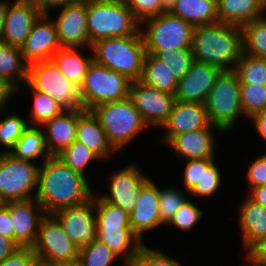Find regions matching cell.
I'll return each mask as SVG.
<instances>
[{
	"mask_svg": "<svg viewBox=\"0 0 266 266\" xmlns=\"http://www.w3.org/2000/svg\"><path fill=\"white\" fill-rule=\"evenodd\" d=\"M93 195L86 176L65 165L57 156L40 164L35 198L46 214L84 203Z\"/></svg>",
	"mask_w": 266,
	"mask_h": 266,
	"instance_id": "obj_1",
	"label": "cell"
},
{
	"mask_svg": "<svg viewBox=\"0 0 266 266\" xmlns=\"http://www.w3.org/2000/svg\"><path fill=\"white\" fill-rule=\"evenodd\" d=\"M191 49L195 61L234 70L243 54L242 27L222 22L194 26Z\"/></svg>",
	"mask_w": 266,
	"mask_h": 266,
	"instance_id": "obj_2",
	"label": "cell"
},
{
	"mask_svg": "<svg viewBox=\"0 0 266 266\" xmlns=\"http://www.w3.org/2000/svg\"><path fill=\"white\" fill-rule=\"evenodd\" d=\"M93 60L131 81L140 79L146 49L139 31L126 37H109L92 44Z\"/></svg>",
	"mask_w": 266,
	"mask_h": 266,
	"instance_id": "obj_3",
	"label": "cell"
},
{
	"mask_svg": "<svg viewBox=\"0 0 266 266\" xmlns=\"http://www.w3.org/2000/svg\"><path fill=\"white\" fill-rule=\"evenodd\" d=\"M87 25L90 49L99 40L136 35L140 31V22L125 1L87 0Z\"/></svg>",
	"mask_w": 266,
	"mask_h": 266,
	"instance_id": "obj_4",
	"label": "cell"
},
{
	"mask_svg": "<svg viewBox=\"0 0 266 266\" xmlns=\"http://www.w3.org/2000/svg\"><path fill=\"white\" fill-rule=\"evenodd\" d=\"M90 111L104 129L108 143L117 152L127 147L148 127L129 97L100 104Z\"/></svg>",
	"mask_w": 266,
	"mask_h": 266,
	"instance_id": "obj_5",
	"label": "cell"
},
{
	"mask_svg": "<svg viewBox=\"0 0 266 266\" xmlns=\"http://www.w3.org/2000/svg\"><path fill=\"white\" fill-rule=\"evenodd\" d=\"M193 31V25L169 11L149 17L140 23L146 54L151 55L164 49H191Z\"/></svg>",
	"mask_w": 266,
	"mask_h": 266,
	"instance_id": "obj_6",
	"label": "cell"
},
{
	"mask_svg": "<svg viewBox=\"0 0 266 266\" xmlns=\"http://www.w3.org/2000/svg\"><path fill=\"white\" fill-rule=\"evenodd\" d=\"M204 104L210 124L223 133L231 131L238 118L244 115L238 74L234 70L222 71Z\"/></svg>",
	"mask_w": 266,
	"mask_h": 266,
	"instance_id": "obj_7",
	"label": "cell"
},
{
	"mask_svg": "<svg viewBox=\"0 0 266 266\" xmlns=\"http://www.w3.org/2000/svg\"><path fill=\"white\" fill-rule=\"evenodd\" d=\"M130 84L125 75L92 60L80 87L83 109L90 111L100 104L128 98Z\"/></svg>",
	"mask_w": 266,
	"mask_h": 266,
	"instance_id": "obj_8",
	"label": "cell"
},
{
	"mask_svg": "<svg viewBox=\"0 0 266 266\" xmlns=\"http://www.w3.org/2000/svg\"><path fill=\"white\" fill-rule=\"evenodd\" d=\"M27 83L34 90L50 96L65 110H84L80 88L72 83L52 60L29 64Z\"/></svg>",
	"mask_w": 266,
	"mask_h": 266,
	"instance_id": "obj_9",
	"label": "cell"
},
{
	"mask_svg": "<svg viewBox=\"0 0 266 266\" xmlns=\"http://www.w3.org/2000/svg\"><path fill=\"white\" fill-rule=\"evenodd\" d=\"M39 167V164L15 158L9 152H0L1 200L5 203L35 198Z\"/></svg>",
	"mask_w": 266,
	"mask_h": 266,
	"instance_id": "obj_10",
	"label": "cell"
},
{
	"mask_svg": "<svg viewBox=\"0 0 266 266\" xmlns=\"http://www.w3.org/2000/svg\"><path fill=\"white\" fill-rule=\"evenodd\" d=\"M32 249L37 263L47 266H59L78 260L79 249L70 241L52 214H46L41 219Z\"/></svg>",
	"mask_w": 266,
	"mask_h": 266,
	"instance_id": "obj_11",
	"label": "cell"
},
{
	"mask_svg": "<svg viewBox=\"0 0 266 266\" xmlns=\"http://www.w3.org/2000/svg\"><path fill=\"white\" fill-rule=\"evenodd\" d=\"M129 98L149 128H161L176 102L175 94L159 90L140 80L131 81ZM151 126V127H150Z\"/></svg>",
	"mask_w": 266,
	"mask_h": 266,
	"instance_id": "obj_12",
	"label": "cell"
},
{
	"mask_svg": "<svg viewBox=\"0 0 266 266\" xmlns=\"http://www.w3.org/2000/svg\"><path fill=\"white\" fill-rule=\"evenodd\" d=\"M135 164L127 165L119 170H114L109 175L108 193L99 195L104 201L121 208L131 214L141 194L142 189L151 181Z\"/></svg>",
	"mask_w": 266,
	"mask_h": 266,
	"instance_id": "obj_13",
	"label": "cell"
},
{
	"mask_svg": "<svg viewBox=\"0 0 266 266\" xmlns=\"http://www.w3.org/2000/svg\"><path fill=\"white\" fill-rule=\"evenodd\" d=\"M52 215L78 249L91 245L97 239L95 194L84 203L58 210Z\"/></svg>",
	"mask_w": 266,
	"mask_h": 266,
	"instance_id": "obj_14",
	"label": "cell"
},
{
	"mask_svg": "<svg viewBox=\"0 0 266 266\" xmlns=\"http://www.w3.org/2000/svg\"><path fill=\"white\" fill-rule=\"evenodd\" d=\"M41 14L34 0H14L12 3L8 1L0 41L21 48Z\"/></svg>",
	"mask_w": 266,
	"mask_h": 266,
	"instance_id": "obj_15",
	"label": "cell"
},
{
	"mask_svg": "<svg viewBox=\"0 0 266 266\" xmlns=\"http://www.w3.org/2000/svg\"><path fill=\"white\" fill-rule=\"evenodd\" d=\"M49 13H42L35 21L31 31L21 47L28 64L38 61H50L61 48L56 25Z\"/></svg>",
	"mask_w": 266,
	"mask_h": 266,
	"instance_id": "obj_16",
	"label": "cell"
},
{
	"mask_svg": "<svg viewBox=\"0 0 266 266\" xmlns=\"http://www.w3.org/2000/svg\"><path fill=\"white\" fill-rule=\"evenodd\" d=\"M53 21L56 25L61 47H89L90 37L87 25V0L75 5L58 8Z\"/></svg>",
	"mask_w": 266,
	"mask_h": 266,
	"instance_id": "obj_17",
	"label": "cell"
},
{
	"mask_svg": "<svg viewBox=\"0 0 266 266\" xmlns=\"http://www.w3.org/2000/svg\"><path fill=\"white\" fill-rule=\"evenodd\" d=\"M14 242L20 248H32L36 242L41 219L46 215L36 198L24 201H9Z\"/></svg>",
	"mask_w": 266,
	"mask_h": 266,
	"instance_id": "obj_18",
	"label": "cell"
},
{
	"mask_svg": "<svg viewBox=\"0 0 266 266\" xmlns=\"http://www.w3.org/2000/svg\"><path fill=\"white\" fill-rule=\"evenodd\" d=\"M183 185L193 197H210L221 186V171L215 164V158L185 160Z\"/></svg>",
	"mask_w": 266,
	"mask_h": 266,
	"instance_id": "obj_19",
	"label": "cell"
},
{
	"mask_svg": "<svg viewBox=\"0 0 266 266\" xmlns=\"http://www.w3.org/2000/svg\"><path fill=\"white\" fill-rule=\"evenodd\" d=\"M221 72L222 70L216 66L194 61L187 73L178 81L176 100L205 103Z\"/></svg>",
	"mask_w": 266,
	"mask_h": 266,
	"instance_id": "obj_20",
	"label": "cell"
},
{
	"mask_svg": "<svg viewBox=\"0 0 266 266\" xmlns=\"http://www.w3.org/2000/svg\"><path fill=\"white\" fill-rule=\"evenodd\" d=\"M210 125L204 103L176 100L173 110L161 128L166 130L162 138L167 143L173 136L206 128Z\"/></svg>",
	"mask_w": 266,
	"mask_h": 266,
	"instance_id": "obj_21",
	"label": "cell"
},
{
	"mask_svg": "<svg viewBox=\"0 0 266 266\" xmlns=\"http://www.w3.org/2000/svg\"><path fill=\"white\" fill-rule=\"evenodd\" d=\"M223 133L211 124L203 129L184 132L173 136L167 143L172 151L185 160L215 158L214 131Z\"/></svg>",
	"mask_w": 266,
	"mask_h": 266,
	"instance_id": "obj_22",
	"label": "cell"
},
{
	"mask_svg": "<svg viewBox=\"0 0 266 266\" xmlns=\"http://www.w3.org/2000/svg\"><path fill=\"white\" fill-rule=\"evenodd\" d=\"M159 188L152 180L142 189L138 201L130 214V227L142 242L144 232L161 226Z\"/></svg>",
	"mask_w": 266,
	"mask_h": 266,
	"instance_id": "obj_23",
	"label": "cell"
},
{
	"mask_svg": "<svg viewBox=\"0 0 266 266\" xmlns=\"http://www.w3.org/2000/svg\"><path fill=\"white\" fill-rule=\"evenodd\" d=\"M77 124L78 110H64L41 126L51 156L58 155L76 140Z\"/></svg>",
	"mask_w": 266,
	"mask_h": 266,
	"instance_id": "obj_24",
	"label": "cell"
},
{
	"mask_svg": "<svg viewBox=\"0 0 266 266\" xmlns=\"http://www.w3.org/2000/svg\"><path fill=\"white\" fill-rule=\"evenodd\" d=\"M76 140L88 147L101 160H107L113 152L116 153L108 143L98 119L89 110H78Z\"/></svg>",
	"mask_w": 266,
	"mask_h": 266,
	"instance_id": "obj_25",
	"label": "cell"
},
{
	"mask_svg": "<svg viewBox=\"0 0 266 266\" xmlns=\"http://www.w3.org/2000/svg\"><path fill=\"white\" fill-rule=\"evenodd\" d=\"M97 239L104 242L116 257L121 258L123 264L135 263L145 244L131 228H97Z\"/></svg>",
	"mask_w": 266,
	"mask_h": 266,
	"instance_id": "obj_26",
	"label": "cell"
},
{
	"mask_svg": "<svg viewBox=\"0 0 266 266\" xmlns=\"http://www.w3.org/2000/svg\"><path fill=\"white\" fill-rule=\"evenodd\" d=\"M217 11L219 22L242 27L265 16L266 0H217Z\"/></svg>",
	"mask_w": 266,
	"mask_h": 266,
	"instance_id": "obj_27",
	"label": "cell"
},
{
	"mask_svg": "<svg viewBox=\"0 0 266 266\" xmlns=\"http://www.w3.org/2000/svg\"><path fill=\"white\" fill-rule=\"evenodd\" d=\"M168 11L193 26L219 22L217 0H169Z\"/></svg>",
	"mask_w": 266,
	"mask_h": 266,
	"instance_id": "obj_28",
	"label": "cell"
},
{
	"mask_svg": "<svg viewBox=\"0 0 266 266\" xmlns=\"http://www.w3.org/2000/svg\"><path fill=\"white\" fill-rule=\"evenodd\" d=\"M239 207V227L244 249L247 250L258 239L266 236V207L248 196Z\"/></svg>",
	"mask_w": 266,
	"mask_h": 266,
	"instance_id": "obj_29",
	"label": "cell"
},
{
	"mask_svg": "<svg viewBox=\"0 0 266 266\" xmlns=\"http://www.w3.org/2000/svg\"><path fill=\"white\" fill-rule=\"evenodd\" d=\"M28 66L22 49L0 41V77L7 81L19 93L22 83L28 78Z\"/></svg>",
	"mask_w": 266,
	"mask_h": 266,
	"instance_id": "obj_30",
	"label": "cell"
},
{
	"mask_svg": "<svg viewBox=\"0 0 266 266\" xmlns=\"http://www.w3.org/2000/svg\"><path fill=\"white\" fill-rule=\"evenodd\" d=\"M79 49L82 47H61L51 60L72 83L80 88L93 55L83 56L79 53Z\"/></svg>",
	"mask_w": 266,
	"mask_h": 266,
	"instance_id": "obj_31",
	"label": "cell"
},
{
	"mask_svg": "<svg viewBox=\"0 0 266 266\" xmlns=\"http://www.w3.org/2000/svg\"><path fill=\"white\" fill-rule=\"evenodd\" d=\"M15 158L35 161L42 157L43 163L47 158L51 157L45 140V134L40 126H30L24 131L22 136L15 143L14 147L9 151Z\"/></svg>",
	"mask_w": 266,
	"mask_h": 266,
	"instance_id": "obj_32",
	"label": "cell"
},
{
	"mask_svg": "<svg viewBox=\"0 0 266 266\" xmlns=\"http://www.w3.org/2000/svg\"><path fill=\"white\" fill-rule=\"evenodd\" d=\"M141 82L159 90L175 94L178 80L173 76L165 63L155 55L146 54L143 60Z\"/></svg>",
	"mask_w": 266,
	"mask_h": 266,
	"instance_id": "obj_33",
	"label": "cell"
},
{
	"mask_svg": "<svg viewBox=\"0 0 266 266\" xmlns=\"http://www.w3.org/2000/svg\"><path fill=\"white\" fill-rule=\"evenodd\" d=\"M25 86L32 93L33 107L31 108L29 118L30 126H42L45 122L52 120L55 116L61 114L65 109L47 94L34 90L27 82Z\"/></svg>",
	"mask_w": 266,
	"mask_h": 266,
	"instance_id": "obj_34",
	"label": "cell"
},
{
	"mask_svg": "<svg viewBox=\"0 0 266 266\" xmlns=\"http://www.w3.org/2000/svg\"><path fill=\"white\" fill-rule=\"evenodd\" d=\"M243 53L266 58V18L252 20L242 26Z\"/></svg>",
	"mask_w": 266,
	"mask_h": 266,
	"instance_id": "obj_35",
	"label": "cell"
},
{
	"mask_svg": "<svg viewBox=\"0 0 266 266\" xmlns=\"http://www.w3.org/2000/svg\"><path fill=\"white\" fill-rule=\"evenodd\" d=\"M234 71L238 74L240 84L266 86V58H259L243 53Z\"/></svg>",
	"mask_w": 266,
	"mask_h": 266,
	"instance_id": "obj_36",
	"label": "cell"
},
{
	"mask_svg": "<svg viewBox=\"0 0 266 266\" xmlns=\"http://www.w3.org/2000/svg\"><path fill=\"white\" fill-rule=\"evenodd\" d=\"M95 215L97 228H131L130 215L121 208L104 202L96 193Z\"/></svg>",
	"mask_w": 266,
	"mask_h": 266,
	"instance_id": "obj_37",
	"label": "cell"
},
{
	"mask_svg": "<svg viewBox=\"0 0 266 266\" xmlns=\"http://www.w3.org/2000/svg\"><path fill=\"white\" fill-rule=\"evenodd\" d=\"M56 156L65 165L84 176H86L85 170H87L90 162L101 160L93 151L77 140L73 141Z\"/></svg>",
	"mask_w": 266,
	"mask_h": 266,
	"instance_id": "obj_38",
	"label": "cell"
},
{
	"mask_svg": "<svg viewBox=\"0 0 266 266\" xmlns=\"http://www.w3.org/2000/svg\"><path fill=\"white\" fill-rule=\"evenodd\" d=\"M155 56L162 60L173 76L179 81L194 63L192 49L161 50Z\"/></svg>",
	"mask_w": 266,
	"mask_h": 266,
	"instance_id": "obj_39",
	"label": "cell"
},
{
	"mask_svg": "<svg viewBox=\"0 0 266 266\" xmlns=\"http://www.w3.org/2000/svg\"><path fill=\"white\" fill-rule=\"evenodd\" d=\"M241 107L248 119L266 110V86L240 84Z\"/></svg>",
	"mask_w": 266,
	"mask_h": 266,
	"instance_id": "obj_40",
	"label": "cell"
},
{
	"mask_svg": "<svg viewBox=\"0 0 266 266\" xmlns=\"http://www.w3.org/2000/svg\"><path fill=\"white\" fill-rule=\"evenodd\" d=\"M119 259L102 241L96 239L91 245L79 249L78 261L82 266H111Z\"/></svg>",
	"mask_w": 266,
	"mask_h": 266,
	"instance_id": "obj_41",
	"label": "cell"
},
{
	"mask_svg": "<svg viewBox=\"0 0 266 266\" xmlns=\"http://www.w3.org/2000/svg\"><path fill=\"white\" fill-rule=\"evenodd\" d=\"M28 127V121L18 113L0 118V144L6 148L3 152H9Z\"/></svg>",
	"mask_w": 266,
	"mask_h": 266,
	"instance_id": "obj_42",
	"label": "cell"
},
{
	"mask_svg": "<svg viewBox=\"0 0 266 266\" xmlns=\"http://www.w3.org/2000/svg\"><path fill=\"white\" fill-rule=\"evenodd\" d=\"M187 196L178 188L159 189L158 208L162 225L166 227L175 212L189 199Z\"/></svg>",
	"mask_w": 266,
	"mask_h": 266,
	"instance_id": "obj_43",
	"label": "cell"
},
{
	"mask_svg": "<svg viewBox=\"0 0 266 266\" xmlns=\"http://www.w3.org/2000/svg\"><path fill=\"white\" fill-rule=\"evenodd\" d=\"M204 212L189 199L175 212L171 221L166 226L176 227L190 231L201 220Z\"/></svg>",
	"mask_w": 266,
	"mask_h": 266,
	"instance_id": "obj_44",
	"label": "cell"
},
{
	"mask_svg": "<svg viewBox=\"0 0 266 266\" xmlns=\"http://www.w3.org/2000/svg\"><path fill=\"white\" fill-rule=\"evenodd\" d=\"M125 3L140 23L168 11V0H126Z\"/></svg>",
	"mask_w": 266,
	"mask_h": 266,
	"instance_id": "obj_45",
	"label": "cell"
},
{
	"mask_svg": "<svg viewBox=\"0 0 266 266\" xmlns=\"http://www.w3.org/2000/svg\"><path fill=\"white\" fill-rule=\"evenodd\" d=\"M135 263L138 266H182L179 261L167 256L164 252L149 248L144 244Z\"/></svg>",
	"mask_w": 266,
	"mask_h": 266,
	"instance_id": "obj_46",
	"label": "cell"
},
{
	"mask_svg": "<svg viewBox=\"0 0 266 266\" xmlns=\"http://www.w3.org/2000/svg\"><path fill=\"white\" fill-rule=\"evenodd\" d=\"M246 178L249 189L266 185V153L260 155L249 165Z\"/></svg>",
	"mask_w": 266,
	"mask_h": 266,
	"instance_id": "obj_47",
	"label": "cell"
},
{
	"mask_svg": "<svg viewBox=\"0 0 266 266\" xmlns=\"http://www.w3.org/2000/svg\"><path fill=\"white\" fill-rule=\"evenodd\" d=\"M37 260L32 248H19L0 263V266H36Z\"/></svg>",
	"mask_w": 266,
	"mask_h": 266,
	"instance_id": "obj_48",
	"label": "cell"
},
{
	"mask_svg": "<svg viewBox=\"0 0 266 266\" xmlns=\"http://www.w3.org/2000/svg\"><path fill=\"white\" fill-rule=\"evenodd\" d=\"M0 235L14 241L12 219L9 214V202H5L0 207Z\"/></svg>",
	"mask_w": 266,
	"mask_h": 266,
	"instance_id": "obj_49",
	"label": "cell"
},
{
	"mask_svg": "<svg viewBox=\"0 0 266 266\" xmlns=\"http://www.w3.org/2000/svg\"><path fill=\"white\" fill-rule=\"evenodd\" d=\"M246 252L255 258L260 265L266 266V236L254 242Z\"/></svg>",
	"mask_w": 266,
	"mask_h": 266,
	"instance_id": "obj_50",
	"label": "cell"
},
{
	"mask_svg": "<svg viewBox=\"0 0 266 266\" xmlns=\"http://www.w3.org/2000/svg\"><path fill=\"white\" fill-rule=\"evenodd\" d=\"M86 0H34L42 13H49L50 9H57L58 7L75 5Z\"/></svg>",
	"mask_w": 266,
	"mask_h": 266,
	"instance_id": "obj_51",
	"label": "cell"
},
{
	"mask_svg": "<svg viewBox=\"0 0 266 266\" xmlns=\"http://www.w3.org/2000/svg\"><path fill=\"white\" fill-rule=\"evenodd\" d=\"M16 95V90L2 77H0V109L8 107V101Z\"/></svg>",
	"mask_w": 266,
	"mask_h": 266,
	"instance_id": "obj_52",
	"label": "cell"
},
{
	"mask_svg": "<svg viewBox=\"0 0 266 266\" xmlns=\"http://www.w3.org/2000/svg\"><path fill=\"white\" fill-rule=\"evenodd\" d=\"M19 248L12 239L0 235V263Z\"/></svg>",
	"mask_w": 266,
	"mask_h": 266,
	"instance_id": "obj_53",
	"label": "cell"
},
{
	"mask_svg": "<svg viewBox=\"0 0 266 266\" xmlns=\"http://www.w3.org/2000/svg\"><path fill=\"white\" fill-rule=\"evenodd\" d=\"M249 120H252L254 129H256L261 138L266 141V110L255 114Z\"/></svg>",
	"mask_w": 266,
	"mask_h": 266,
	"instance_id": "obj_54",
	"label": "cell"
},
{
	"mask_svg": "<svg viewBox=\"0 0 266 266\" xmlns=\"http://www.w3.org/2000/svg\"><path fill=\"white\" fill-rule=\"evenodd\" d=\"M247 196L254 202L266 207V185L249 189Z\"/></svg>",
	"mask_w": 266,
	"mask_h": 266,
	"instance_id": "obj_55",
	"label": "cell"
},
{
	"mask_svg": "<svg viewBox=\"0 0 266 266\" xmlns=\"http://www.w3.org/2000/svg\"><path fill=\"white\" fill-rule=\"evenodd\" d=\"M8 1L9 0H0V40L2 38V32L5 22V12Z\"/></svg>",
	"mask_w": 266,
	"mask_h": 266,
	"instance_id": "obj_56",
	"label": "cell"
},
{
	"mask_svg": "<svg viewBox=\"0 0 266 266\" xmlns=\"http://www.w3.org/2000/svg\"><path fill=\"white\" fill-rule=\"evenodd\" d=\"M246 254V261L247 263L246 264H243V265H239V266H258V262L255 258H253L251 255H249L248 252H245ZM250 263V264H249Z\"/></svg>",
	"mask_w": 266,
	"mask_h": 266,
	"instance_id": "obj_57",
	"label": "cell"
},
{
	"mask_svg": "<svg viewBox=\"0 0 266 266\" xmlns=\"http://www.w3.org/2000/svg\"><path fill=\"white\" fill-rule=\"evenodd\" d=\"M59 266H82V264L78 260H76L74 262L61 264Z\"/></svg>",
	"mask_w": 266,
	"mask_h": 266,
	"instance_id": "obj_58",
	"label": "cell"
},
{
	"mask_svg": "<svg viewBox=\"0 0 266 266\" xmlns=\"http://www.w3.org/2000/svg\"><path fill=\"white\" fill-rule=\"evenodd\" d=\"M122 266H138L136 263H132V264H122Z\"/></svg>",
	"mask_w": 266,
	"mask_h": 266,
	"instance_id": "obj_59",
	"label": "cell"
},
{
	"mask_svg": "<svg viewBox=\"0 0 266 266\" xmlns=\"http://www.w3.org/2000/svg\"><path fill=\"white\" fill-rule=\"evenodd\" d=\"M4 204V202L0 198V207Z\"/></svg>",
	"mask_w": 266,
	"mask_h": 266,
	"instance_id": "obj_60",
	"label": "cell"
},
{
	"mask_svg": "<svg viewBox=\"0 0 266 266\" xmlns=\"http://www.w3.org/2000/svg\"><path fill=\"white\" fill-rule=\"evenodd\" d=\"M36 266H47V265H43V264L37 263Z\"/></svg>",
	"mask_w": 266,
	"mask_h": 266,
	"instance_id": "obj_61",
	"label": "cell"
},
{
	"mask_svg": "<svg viewBox=\"0 0 266 266\" xmlns=\"http://www.w3.org/2000/svg\"><path fill=\"white\" fill-rule=\"evenodd\" d=\"M3 110H4V111H5V110L7 111V108H6V109H0V113H1V111H2V113H3Z\"/></svg>",
	"mask_w": 266,
	"mask_h": 266,
	"instance_id": "obj_62",
	"label": "cell"
}]
</instances>
